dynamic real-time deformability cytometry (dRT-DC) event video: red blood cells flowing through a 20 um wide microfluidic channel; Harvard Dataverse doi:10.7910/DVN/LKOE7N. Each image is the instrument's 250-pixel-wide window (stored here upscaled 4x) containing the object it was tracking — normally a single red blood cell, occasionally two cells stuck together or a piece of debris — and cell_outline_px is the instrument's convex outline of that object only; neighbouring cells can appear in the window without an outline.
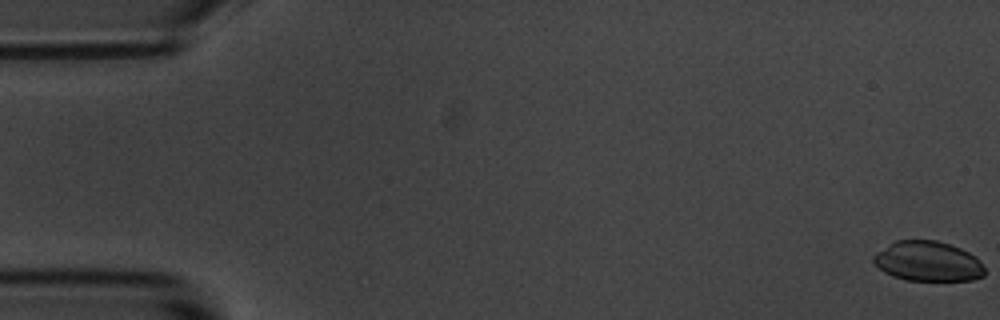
{"species": "common noctule bat (a hibernating species)", "species_latin": "Nyctalus noctula", "temperature_condition": "room temperature", "stored_images_in_passage": 56, "camera_frame_rate_fps": 3000, "um_per_image_px": 0.085, "animal": {"sex": "male", "body_mass_g": 20.1, "forearm_length_mm": 53.5}, "frame": {"image": 1, "passage_image": 1, "time_ms": 0.0, "image_size_px": [1000, 320], "cell_outline_px": [[984, 276], [972, 280], [908, 280], [892, 276], [884, 272], [872, 260], [872, 256], [876, 252], [888, 244], [896, 240], [936, 240], [960, 248], [968, 252], [980, 260], [984, 268]], "centroid_in_image_um": [78.86, 22.21], "position_along_channel_um": 6.1, "area_um2": 25.84}}
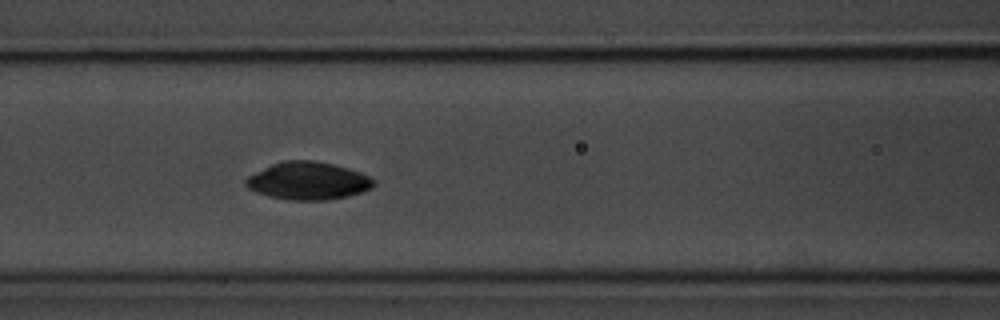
{"frame": {"image": 2, "passage_image": 24, "time_ms": 7.667, "image_size_px": [1000, 320], "cell_outline_px": [[376, 184], [372, 188], [348, 196], [328, 200], [288, 200], [268, 196], [256, 192], [248, 188], [244, 184], [244, 180], [248, 176], [272, 164], [284, 160], [312, 160], [332, 164], [348, 168], [360, 172], [376, 180]], "centroid_in_image_um": [26.18, 15.38], "position_along_channel_um": 140.4, "area_um2": 28.15}}
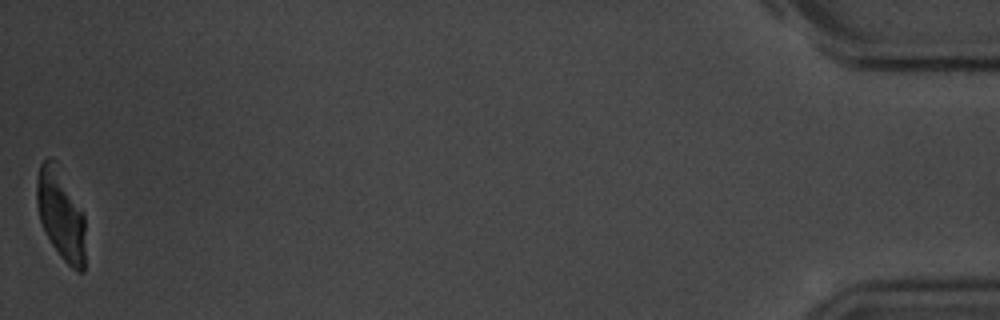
{"frame": {"image": 3, "passage_image": 56, "time_ms": 18.333, "image_size_px": [1000, 320], "cell_outline_px": [[84, 272], [76, 272], [60, 256], [52, 244], [40, 220], [36, 204], [36, 176], [40, 164], [48, 156], [52, 156], [56, 160], [84, 212]], "centroid_in_image_um": [5.16, 18.15], "position_along_channel_um": 430.0, "area_um2": 26.07}, "authors_computed_cell_mechanics": {"area_um2": 27.6284, "velocity_mm_per_s": 3.625, "shape_relaxation_time_tau1_ms": 2.7798, "shape_relaxation_time_tau2_ms": null, "deformation_change_tau1": 0.1113, "deformation_change_tau2": null}}